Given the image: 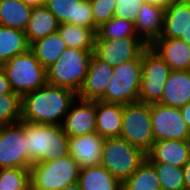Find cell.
<instances>
[{
    "label": "cell",
    "instance_id": "cell-12",
    "mask_svg": "<svg viewBox=\"0 0 190 190\" xmlns=\"http://www.w3.org/2000/svg\"><path fill=\"white\" fill-rule=\"evenodd\" d=\"M148 46L138 37L96 39L94 54L113 68L119 64L142 58Z\"/></svg>",
    "mask_w": 190,
    "mask_h": 190
},
{
    "label": "cell",
    "instance_id": "cell-15",
    "mask_svg": "<svg viewBox=\"0 0 190 190\" xmlns=\"http://www.w3.org/2000/svg\"><path fill=\"white\" fill-rule=\"evenodd\" d=\"M113 67L100 60L94 53L90 58L88 72L77 93L79 99L100 100L112 80Z\"/></svg>",
    "mask_w": 190,
    "mask_h": 190
},
{
    "label": "cell",
    "instance_id": "cell-28",
    "mask_svg": "<svg viewBox=\"0 0 190 190\" xmlns=\"http://www.w3.org/2000/svg\"><path fill=\"white\" fill-rule=\"evenodd\" d=\"M29 49L24 31L0 25V66Z\"/></svg>",
    "mask_w": 190,
    "mask_h": 190
},
{
    "label": "cell",
    "instance_id": "cell-5",
    "mask_svg": "<svg viewBox=\"0 0 190 190\" xmlns=\"http://www.w3.org/2000/svg\"><path fill=\"white\" fill-rule=\"evenodd\" d=\"M29 172L30 190H61L78 182L80 167L67 155L52 161L32 164Z\"/></svg>",
    "mask_w": 190,
    "mask_h": 190
},
{
    "label": "cell",
    "instance_id": "cell-25",
    "mask_svg": "<svg viewBox=\"0 0 190 190\" xmlns=\"http://www.w3.org/2000/svg\"><path fill=\"white\" fill-rule=\"evenodd\" d=\"M32 9L22 0H0V25L25 32Z\"/></svg>",
    "mask_w": 190,
    "mask_h": 190
},
{
    "label": "cell",
    "instance_id": "cell-26",
    "mask_svg": "<svg viewBox=\"0 0 190 190\" xmlns=\"http://www.w3.org/2000/svg\"><path fill=\"white\" fill-rule=\"evenodd\" d=\"M67 48L58 31L30 45L31 51L35 54L40 64L48 69L55 63Z\"/></svg>",
    "mask_w": 190,
    "mask_h": 190
},
{
    "label": "cell",
    "instance_id": "cell-20",
    "mask_svg": "<svg viewBox=\"0 0 190 190\" xmlns=\"http://www.w3.org/2000/svg\"><path fill=\"white\" fill-rule=\"evenodd\" d=\"M190 102V71L171 70L159 102L168 107L181 108Z\"/></svg>",
    "mask_w": 190,
    "mask_h": 190
},
{
    "label": "cell",
    "instance_id": "cell-7",
    "mask_svg": "<svg viewBox=\"0 0 190 190\" xmlns=\"http://www.w3.org/2000/svg\"><path fill=\"white\" fill-rule=\"evenodd\" d=\"M141 79L142 58L119 64L113 68L112 80L100 100L122 105L138 102Z\"/></svg>",
    "mask_w": 190,
    "mask_h": 190
},
{
    "label": "cell",
    "instance_id": "cell-4",
    "mask_svg": "<svg viewBox=\"0 0 190 190\" xmlns=\"http://www.w3.org/2000/svg\"><path fill=\"white\" fill-rule=\"evenodd\" d=\"M94 51L67 47L61 57L47 69V83L54 86L80 90Z\"/></svg>",
    "mask_w": 190,
    "mask_h": 190
},
{
    "label": "cell",
    "instance_id": "cell-33",
    "mask_svg": "<svg viewBox=\"0 0 190 190\" xmlns=\"http://www.w3.org/2000/svg\"><path fill=\"white\" fill-rule=\"evenodd\" d=\"M21 121V97L15 92L0 96V127Z\"/></svg>",
    "mask_w": 190,
    "mask_h": 190
},
{
    "label": "cell",
    "instance_id": "cell-8",
    "mask_svg": "<svg viewBox=\"0 0 190 190\" xmlns=\"http://www.w3.org/2000/svg\"><path fill=\"white\" fill-rule=\"evenodd\" d=\"M120 137L148 153L154 141L151 126L150 104L134 102L123 105Z\"/></svg>",
    "mask_w": 190,
    "mask_h": 190
},
{
    "label": "cell",
    "instance_id": "cell-37",
    "mask_svg": "<svg viewBox=\"0 0 190 190\" xmlns=\"http://www.w3.org/2000/svg\"><path fill=\"white\" fill-rule=\"evenodd\" d=\"M185 190H190V160L183 166Z\"/></svg>",
    "mask_w": 190,
    "mask_h": 190
},
{
    "label": "cell",
    "instance_id": "cell-36",
    "mask_svg": "<svg viewBox=\"0 0 190 190\" xmlns=\"http://www.w3.org/2000/svg\"><path fill=\"white\" fill-rule=\"evenodd\" d=\"M12 90L9 85V81L7 80L6 73L2 66H0V96L10 93Z\"/></svg>",
    "mask_w": 190,
    "mask_h": 190
},
{
    "label": "cell",
    "instance_id": "cell-42",
    "mask_svg": "<svg viewBox=\"0 0 190 190\" xmlns=\"http://www.w3.org/2000/svg\"><path fill=\"white\" fill-rule=\"evenodd\" d=\"M61 190H81V187L78 182H75L73 184L67 185L65 188Z\"/></svg>",
    "mask_w": 190,
    "mask_h": 190
},
{
    "label": "cell",
    "instance_id": "cell-32",
    "mask_svg": "<svg viewBox=\"0 0 190 190\" xmlns=\"http://www.w3.org/2000/svg\"><path fill=\"white\" fill-rule=\"evenodd\" d=\"M0 190H30L29 169L0 168Z\"/></svg>",
    "mask_w": 190,
    "mask_h": 190
},
{
    "label": "cell",
    "instance_id": "cell-17",
    "mask_svg": "<svg viewBox=\"0 0 190 190\" xmlns=\"http://www.w3.org/2000/svg\"><path fill=\"white\" fill-rule=\"evenodd\" d=\"M165 8L144 2L134 22L137 37L151 46L162 34Z\"/></svg>",
    "mask_w": 190,
    "mask_h": 190
},
{
    "label": "cell",
    "instance_id": "cell-2",
    "mask_svg": "<svg viewBox=\"0 0 190 190\" xmlns=\"http://www.w3.org/2000/svg\"><path fill=\"white\" fill-rule=\"evenodd\" d=\"M28 158L33 164L69 155V136L62 125H45L24 121Z\"/></svg>",
    "mask_w": 190,
    "mask_h": 190
},
{
    "label": "cell",
    "instance_id": "cell-14",
    "mask_svg": "<svg viewBox=\"0 0 190 190\" xmlns=\"http://www.w3.org/2000/svg\"><path fill=\"white\" fill-rule=\"evenodd\" d=\"M46 8L60 24L94 28V18L89 0H46Z\"/></svg>",
    "mask_w": 190,
    "mask_h": 190
},
{
    "label": "cell",
    "instance_id": "cell-34",
    "mask_svg": "<svg viewBox=\"0 0 190 190\" xmlns=\"http://www.w3.org/2000/svg\"><path fill=\"white\" fill-rule=\"evenodd\" d=\"M94 18V29L114 17L116 0H89Z\"/></svg>",
    "mask_w": 190,
    "mask_h": 190
},
{
    "label": "cell",
    "instance_id": "cell-13",
    "mask_svg": "<svg viewBox=\"0 0 190 190\" xmlns=\"http://www.w3.org/2000/svg\"><path fill=\"white\" fill-rule=\"evenodd\" d=\"M62 127L69 137L96 132V101L77 99L65 115Z\"/></svg>",
    "mask_w": 190,
    "mask_h": 190
},
{
    "label": "cell",
    "instance_id": "cell-18",
    "mask_svg": "<svg viewBox=\"0 0 190 190\" xmlns=\"http://www.w3.org/2000/svg\"><path fill=\"white\" fill-rule=\"evenodd\" d=\"M149 162L169 163L183 167L190 160V140H159L146 154Z\"/></svg>",
    "mask_w": 190,
    "mask_h": 190
},
{
    "label": "cell",
    "instance_id": "cell-24",
    "mask_svg": "<svg viewBox=\"0 0 190 190\" xmlns=\"http://www.w3.org/2000/svg\"><path fill=\"white\" fill-rule=\"evenodd\" d=\"M60 23L45 5L32 9L28 26L25 30L26 39L33 42L57 32Z\"/></svg>",
    "mask_w": 190,
    "mask_h": 190
},
{
    "label": "cell",
    "instance_id": "cell-6",
    "mask_svg": "<svg viewBox=\"0 0 190 190\" xmlns=\"http://www.w3.org/2000/svg\"><path fill=\"white\" fill-rule=\"evenodd\" d=\"M146 159V153L121 137L105 138L101 163L113 176L123 182Z\"/></svg>",
    "mask_w": 190,
    "mask_h": 190
},
{
    "label": "cell",
    "instance_id": "cell-29",
    "mask_svg": "<svg viewBox=\"0 0 190 190\" xmlns=\"http://www.w3.org/2000/svg\"><path fill=\"white\" fill-rule=\"evenodd\" d=\"M122 190H162L155 167L145 159L138 169L122 182Z\"/></svg>",
    "mask_w": 190,
    "mask_h": 190
},
{
    "label": "cell",
    "instance_id": "cell-1",
    "mask_svg": "<svg viewBox=\"0 0 190 190\" xmlns=\"http://www.w3.org/2000/svg\"><path fill=\"white\" fill-rule=\"evenodd\" d=\"M77 97V93L71 89L47 83L21 97V121L62 125Z\"/></svg>",
    "mask_w": 190,
    "mask_h": 190
},
{
    "label": "cell",
    "instance_id": "cell-9",
    "mask_svg": "<svg viewBox=\"0 0 190 190\" xmlns=\"http://www.w3.org/2000/svg\"><path fill=\"white\" fill-rule=\"evenodd\" d=\"M170 71V67L164 59L151 46H148L142 53L139 102L159 103Z\"/></svg>",
    "mask_w": 190,
    "mask_h": 190
},
{
    "label": "cell",
    "instance_id": "cell-39",
    "mask_svg": "<svg viewBox=\"0 0 190 190\" xmlns=\"http://www.w3.org/2000/svg\"><path fill=\"white\" fill-rule=\"evenodd\" d=\"M177 0H145V2H149L154 5H158L162 8H166L169 4Z\"/></svg>",
    "mask_w": 190,
    "mask_h": 190
},
{
    "label": "cell",
    "instance_id": "cell-27",
    "mask_svg": "<svg viewBox=\"0 0 190 190\" xmlns=\"http://www.w3.org/2000/svg\"><path fill=\"white\" fill-rule=\"evenodd\" d=\"M57 31L67 47L94 51L97 37L96 29L64 23L59 25Z\"/></svg>",
    "mask_w": 190,
    "mask_h": 190
},
{
    "label": "cell",
    "instance_id": "cell-3",
    "mask_svg": "<svg viewBox=\"0 0 190 190\" xmlns=\"http://www.w3.org/2000/svg\"><path fill=\"white\" fill-rule=\"evenodd\" d=\"M1 66L12 92L20 97L47 84V69L40 64L31 49L16 55Z\"/></svg>",
    "mask_w": 190,
    "mask_h": 190
},
{
    "label": "cell",
    "instance_id": "cell-21",
    "mask_svg": "<svg viewBox=\"0 0 190 190\" xmlns=\"http://www.w3.org/2000/svg\"><path fill=\"white\" fill-rule=\"evenodd\" d=\"M122 117V104L96 101V132L102 137H120Z\"/></svg>",
    "mask_w": 190,
    "mask_h": 190
},
{
    "label": "cell",
    "instance_id": "cell-16",
    "mask_svg": "<svg viewBox=\"0 0 190 190\" xmlns=\"http://www.w3.org/2000/svg\"><path fill=\"white\" fill-rule=\"evenodd\" d=\"M104 139L97 132L69 137V155L80 168L100 165Z\"/></svg>",
    "mask_w": 190,
    "mask_h": 190
},
{
    "label": "cell",
    "instance_id": "cell-22",
    "mask_svg": "<svg viewBox=\"0 0 190 190\" xmlns=\"http://www.w3.org/2000/svg\"><path fill=\"white\" fill-rule=\"evenodd\" d=\"M189 25L190 1H174L165 8L163 31L159 38H180Z\"/></svg>",
    "mask_w": 190,
    "mask_h": 190
},
{
    "label": "cell",
    "instance_id": "cell-30",
    "mask_svg": "<svg viewBox=\"0 0 190 190\" xmlns=\"http://www.w3.org/2000/svg\"><path fill=\"white\" fill-rule=\"evenodd\" d=\"M96 34V39L137 37L134 23L116 16L98 27Z\"/></svg>",
    "mask_w": 190,
    "mask_h": 190
},
{
    "label": "cell",
    "instance_id": "cell-38",
    "mask_svg": "<svg viewBox=\"0 0 190 190\" xmlns=\"http://www.w3.org/2000/svg\"><path fill=\"white\" fill-rule=\"evenodd\" d=\"M183 120L187 124L188 128L190 129V102L187 103L185 106L180 108Z\"/></svg>",
    "mask_w": 190,
    "mask_h": 190
},
{
    "label": "cell",
    "instance_id": "cell-40",
    "mask_svg": "<svg viewBox=\"0 0 190 190\" xmlns=\"http://www.w3.org/2000/svg\"><path fill=\"white\" fill-rule=\"evenodd\" d=\"M26 5L35 8L45 5L46 0H22Z\"/></svg>",
    "mask_w": 190,
    "mask_h": 190
},
{
    "label": "cell",
    "instance_id": "cell-31",
    "mask_svg": "<svg viewBox=\"0 0 190 190\" xmlns=\"http://www.w3.org/2000/svg\"><path fill=\"white\" fill-rule=\"evenodd\" d=\"M150 163L157 171L162 190H185L183 167L161 162Z\"/></svg>",
    "mask_w": 190,
    "mask_h": 190
},
{
    "label": "cell",
    "instance_id": "cell-23",
    "mask_svg": "<svg viewBox=\"0 0 190 190\" xmlns=\"http://www.w3.org/2000/svg\"><path fill=\"white\" fill-rule=\"evenodd\" d=\"M81 190H122V182L102 165L80 168Z\"/></svg>",
    "mask_w": 190,
    "mask_h": 190
},
{
    "label": "cell",
    "instance_id": "cell-10",
    "mask_svg": "<svg viewBox=\"0 0 190 190\" xmlns=\"http://www.w3.org/2000/svg\"><path fill=\"white\" fill-rule=\"evenodd\" d=\"M24 121L0 127V168L30 169Z\"/></svg>",
    "mask_w": 190,
    "mask_h": 190
},
{
    "label": "cell",
    "instance_id": "cell-41",
    "mask_svg": "<svg viewBox=\"0 0 190 190\" xmlns=\"http://www.w3.org/2000/svg\"><path fill=\"white\" fill-rule=\"evenodd\" d=\"M179 39L190 45V25L185 32L182 33Z\"/></svg>",
    "mask_w": 190,
    "mask_h": 190
},
{
    "label": "cell",
    "instance_id": "cell-19",
    "mask_svg": "<svg viewBox=\"0 0 190 190\" xmlns=\"http://www.w3.org/2000/svg\"><path fill=\"white\" fill-rule=\"evenodd\" d=\"M151 47L173 71H190V45L179 38H158Z\"/></svg>",
    "mask_w": 190,
    "mask_h": 190
},
{
    "label": "cell",
    "instance_id": "cell-11",
    "mask_svg": "<svg viewBox=\"0 0 190 190\" xmlns=\"http://www.w3.org/2000/svg\"><path fill=\"white\" fill-rule=\"evenodd\" d=\"M150 116L154 141L190 140V129L183 120L180 108L150 104Z\"/></svg>",
    "mask_w": 190,
    "mask_h": 190
},
{
    "label": "cell",
    "instance_id": "cell-35",
    "mask_svg": "<svg viewBox=\"0 0 190 190\" xmlns=\"http://www.w3.org/2000/svg\"><path fill=\"white\" fill-rule=\"evenodd\" d=\"M145 0H116L114 16L135 22Z\"/></svg>",
    "mask_w": 190,
    "mask_h": 190
}]
</instances>
